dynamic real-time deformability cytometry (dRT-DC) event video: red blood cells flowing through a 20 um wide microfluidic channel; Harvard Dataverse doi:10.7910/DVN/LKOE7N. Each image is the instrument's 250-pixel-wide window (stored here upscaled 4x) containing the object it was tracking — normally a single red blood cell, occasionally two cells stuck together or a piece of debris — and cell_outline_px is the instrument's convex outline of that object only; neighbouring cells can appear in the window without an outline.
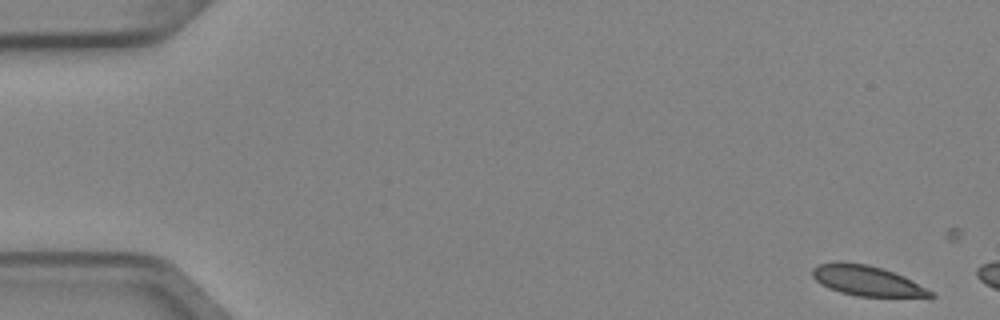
{"species": "Egyptian fruit bat (a non-hibernating species)", "species_latin": "Rousettus aegyptiacus", "temperature_condition": "cold", "stored_images_in_passage": 3, "camera_frame_rate_fps": 3000, "um_per_image_px": 0.085, "animal": {"sex": "female"}, "frame": {"image": 1, "passage_image": 1, "time_ms": 0.0, "image_size_px": [1000, 320], "cell_outline_px": [[936, 296], [932, 300], [856, 296], [840, 292], [828, 288], [820, 284], [812, 276], [812, 268], [816, 264], [840, 260], [868, 264], [904, 276], [936, 292]], "centroid_in_image_um": [73.82, 23.91], "position_along_channel_um": 11.2, "area_um2": 22.08}}